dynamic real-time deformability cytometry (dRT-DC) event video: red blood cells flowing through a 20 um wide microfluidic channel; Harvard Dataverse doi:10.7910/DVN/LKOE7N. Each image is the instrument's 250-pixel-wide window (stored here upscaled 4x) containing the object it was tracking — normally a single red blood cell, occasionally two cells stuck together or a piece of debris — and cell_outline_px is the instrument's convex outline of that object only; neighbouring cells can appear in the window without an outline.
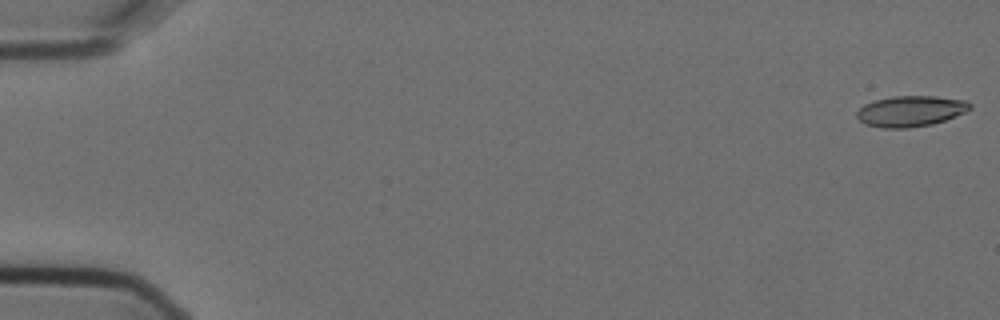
{"species": "Egyptian fruit bat (a non-hibernating species)", "species_latin": "Rousettus aegyptiacus", "temperature_condition": "cold", "stored_images_in_passage": 7, "camera_frame_rate_fps": 3000, "um_per_image_px": 0.085, "animal": {"sex": "female"}, "frame": {"image": 1, "passage_image": 1, "time_ms": 0.0, "image_size_px": [1000, 320], "cell_outline_px": [[972, 108], [964, 112], [944, 120], [932, 124], [908, 128], [880, 128], [864, 124], [856, 116], [856, 112], [864, 104], [876, 100], [892, 96], [936, 96], [964, 100], [972, 104]], "centroid_in_image_um": [77.38, 9.45], "position_along_channel_um": 7.6, "area_um2": 20.29}}
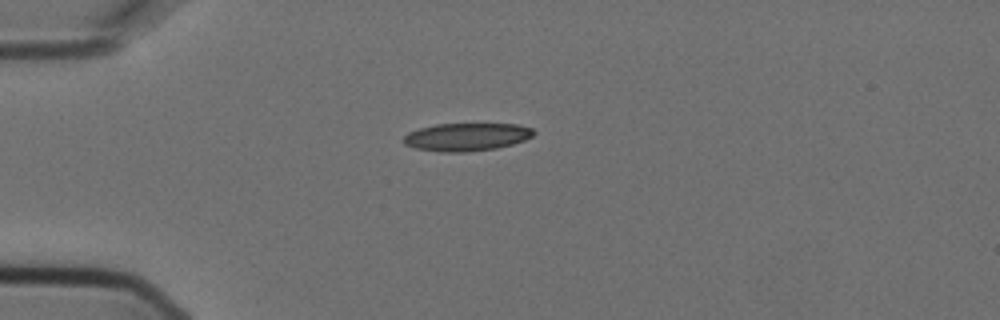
{"frame": {"image": 2, "passage_image": 5, "time_ms": 1.333, "image_size_px": [1000, 320], "cell_outline_px": [[536, 132], [532, 136], [524, 140], [512, 144], [496, 148], [464, 152], [440, 152], [416, 148], [404, 144], [404, 136], [408, 132], [420, 128], [436, 124], [516, 124], [532, 128]], "centroid_in_image_um": [39.66, 11.64], "position_along_channel_um": 45.3, "area_um2": 21.04}}
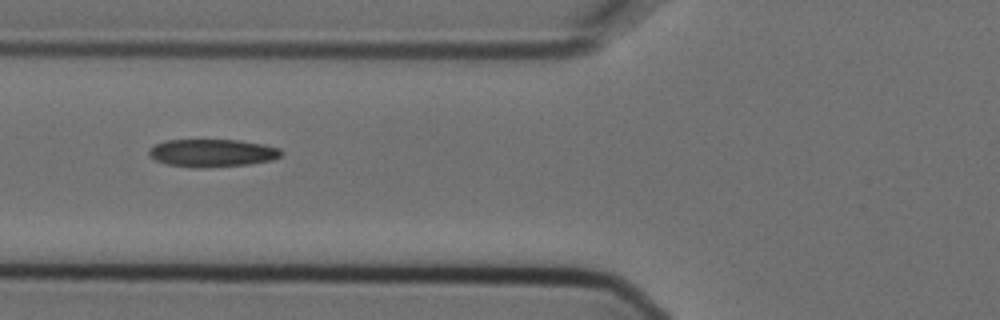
{"frame": {"image": 3, "passage_image": 7, "time_ms": 2.0, "image_size_px": [1000, 320], "cell_outline_px": [[284, 152], [280, 156], [272, 160], [248, 164], [204, 168], [196, 168], [168, 164], [156, 160], [148, 152], [148, 148], [164, 140], [240, 140], [264, 144], [280, 148]], "centroid_in_image_um": [18.06, 13.0], "position_along_channel_um": 107.7, "area_um2": 21.44}}